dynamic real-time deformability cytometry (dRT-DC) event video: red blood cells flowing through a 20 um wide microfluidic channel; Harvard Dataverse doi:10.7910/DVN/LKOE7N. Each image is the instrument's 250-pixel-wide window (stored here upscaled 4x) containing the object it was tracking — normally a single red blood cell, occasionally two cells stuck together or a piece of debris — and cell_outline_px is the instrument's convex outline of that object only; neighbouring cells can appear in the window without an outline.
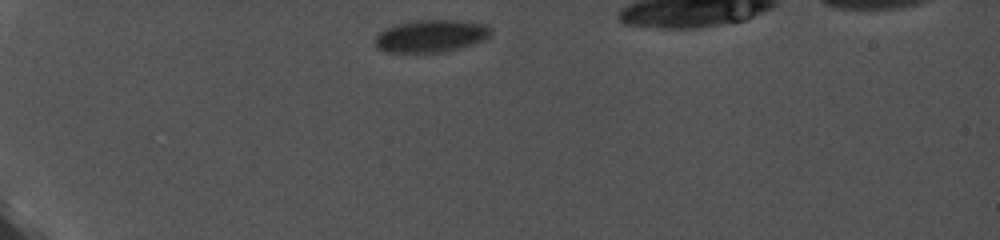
{"species": "common noctule bat (a hibernating species)", "species_latin": "Nyctalus noctula", "temperature_condition": "cold", "stored_images_in_passage": 9, "camera_frame_rate_fps": 5000, "um_per_image_px": 0.085, "animal": {"sex": "female", "body_mass_g": 19.0, "forearm_length_mm": 56.7}, "frame": {"image": 1, "passage_image": 1, "time_ms": 0.0, "image_size_px": [1000, 240], "cell_outline_px": [[492, 36], [476, 44], [448, 52], [384, 52], [376, 48], [376, 36], [384, 28], [396, 24], [416, 20], [464, 20], [488, 24], [492, 28]], "centroid_in_image_um": [36.72, 3.06], "position_along_channel_um": 48.3, "area_um2": 22.48}}